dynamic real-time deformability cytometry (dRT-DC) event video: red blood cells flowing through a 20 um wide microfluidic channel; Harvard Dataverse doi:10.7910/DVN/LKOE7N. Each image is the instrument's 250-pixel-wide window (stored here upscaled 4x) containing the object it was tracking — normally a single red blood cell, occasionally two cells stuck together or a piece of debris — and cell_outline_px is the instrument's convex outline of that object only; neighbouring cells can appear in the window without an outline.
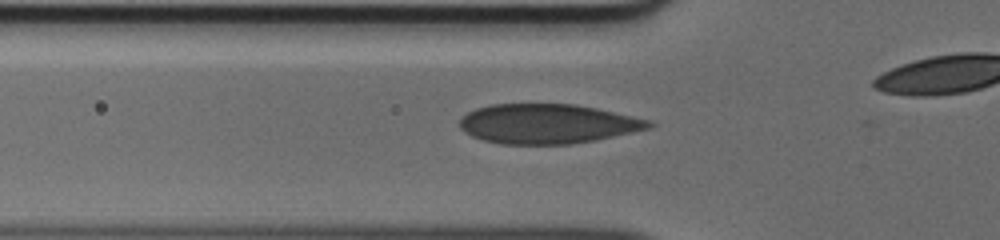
{"species": "human", "species_latin": "Homo sapiens", "temperature_condition": "cold", "stored_images_in_passage": 25, "camera_frame_rate_fps": 3000, "um_per_image_px": 0.085, "donor": {"sex": "male"}, "frame": {"image": 1, "passage_image": 2, "time_ms": 0.333, "image_size_px": [1000, 240], "cell_outline_px": [[656, 124], [652, 128], [596, 140], [572, 144], [500, 144], [484, 140], [472, 136], [464, 132], [460, 128], [460, 116], [476, 108], [492, 104], [576, 104], [596, 108], [652, 120]], "centroid_in_image_um": [46.56, 10.52], "position_along_channel_um": 79.2, "area_um2": 43.99}}
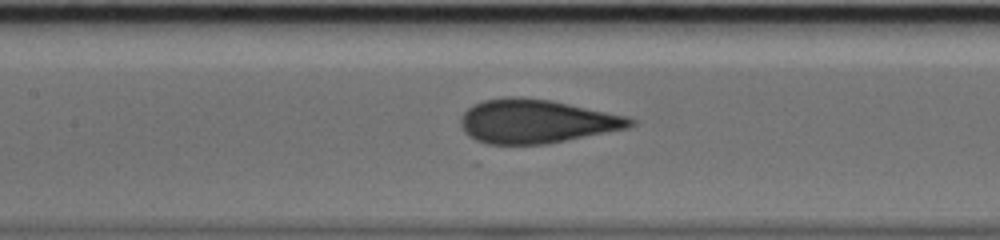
{"frame": {"image": 2, "passage_image": 8, "time_ms": 2.333, "image_size_px": [1000, 240], "cell_outline_px": [[636, 124], [628, 128], [548, 144], [488, 144], [476, 140], [468, 136], [464, 132], [460, 124], [460, 116], [468, 108], [484, 100], [512, 96], [520, 96], [552, 100], [628, 116], [636, 120]], "centroid_in_image_um": [45.6, 10.31], "position_along_channel_um": 161.8, "area_um2": 43.52}}
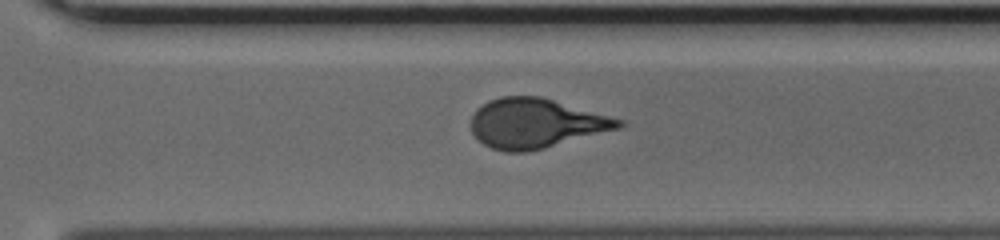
{"frame": {"image": 3, "passage_image": 20, "time_ms": 6.333, "image_size_px": [1000, 240], "cell_outline_px": [[624, 124], [620, 128], [544, 148], [528, 152], [504, 152], [492, 148], [484, 144], [472, 132], [472, 116], [476, 108], [488, 100], [500, 96], [540, 96], [624, 120]], "centroid_in_image_um": [45.52, 10.48], "position_along_channel_um": 325.1, "area_um2": 42.48}}